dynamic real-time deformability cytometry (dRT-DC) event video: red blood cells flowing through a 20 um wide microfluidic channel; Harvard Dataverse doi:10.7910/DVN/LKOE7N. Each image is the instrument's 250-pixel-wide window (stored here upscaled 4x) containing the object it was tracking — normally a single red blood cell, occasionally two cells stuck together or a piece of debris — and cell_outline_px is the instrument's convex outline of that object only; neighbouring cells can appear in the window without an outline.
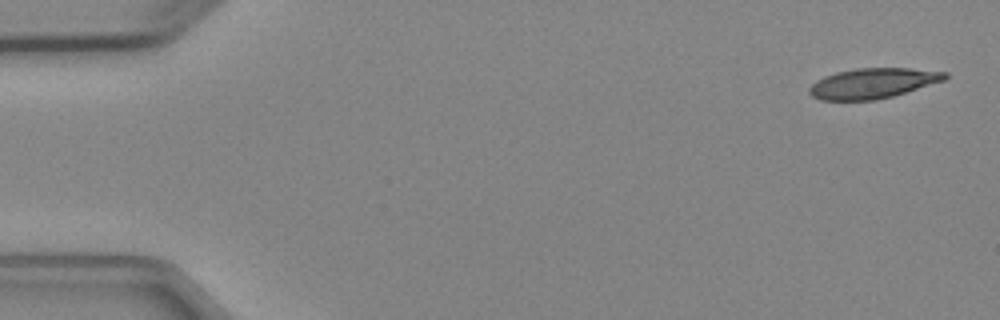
{"species": "Egyptian fruit bat (a non-hibernating species)", "species_latin": "Rousettus aegyptiacus", "temperature_condition": "cold", "stored_images_in_passage": 8, "camera_frame_rate_fps": 3000, "um_per_image_px": 0.085, "animal": {"sex": "female"}, "frame": {"image": 1, "passage_image": 1, "time_ms": 0.0, "image_size_px": [1000, 320], "cell_outline_px": [[948, 76], [944, 80], [892, 96], [876, 100], [820, 100], [812, 96], [808, 92], [808, 88], [816, 80], [824, 76], [836, 72], [856, 68], [908, 68], [948, 72]], "centroid_in_image_um": [74.15, 7.07], "position_along_channel_um": 10.9, "area_um2": 23.81}}
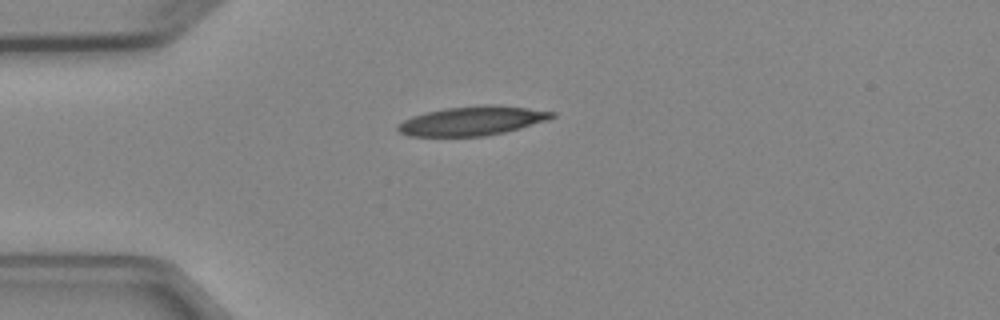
{"frame": {"image": 2, "passage_image": 4, "time_ms": 3.667, "image_size_px": [1000, 320], "cell_outline_px": [[556, 116], [548, 120], [520, 128], [504, 132], [484, 136], [408, 136], [400, 132], [396, 128], [396, 124], [412, 116], [424, 112], [444, 108], [480, 104], [496, 104], [528, 108], [556, 112]], "centroid_in_image_um": [40.13, 10.25], "position_along_channel_um": 44.9, "area_um2": 26.47}}